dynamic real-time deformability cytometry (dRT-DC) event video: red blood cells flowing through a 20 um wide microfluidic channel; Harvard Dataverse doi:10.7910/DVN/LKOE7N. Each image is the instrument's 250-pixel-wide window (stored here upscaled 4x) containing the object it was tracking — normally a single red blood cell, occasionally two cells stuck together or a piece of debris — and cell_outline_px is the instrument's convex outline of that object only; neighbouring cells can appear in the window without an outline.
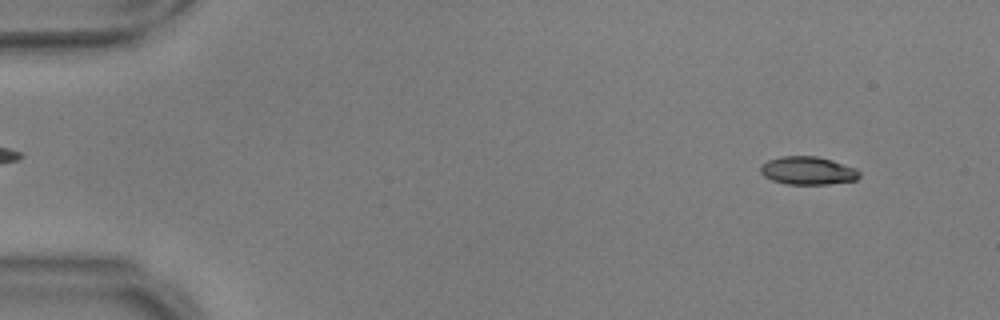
{"species": "common noctule bat (a hibernating species)", "species_latin": "Nyctalus noctula", "temperature_condition": "warm", "stored_images_in_passage": 55, "camera_frame_rate_fps": 3000, "um_per_image_px": 0.085, "animal": {"sex": "male", "body_mass_g": 17.9, "forearm_length_mm": 54.2}, "frame": {"image": 1, "passage_image": 5, "time_ms": 1.333, "image_size_px": [1000, 320], "cell_outline_px": [[860, 176], [856, 180], [828, 184], [788, 184], [772, 180], [764, 176], [760, 172], [760, 164], [768, 160], [780, 156], [816, 156], [832, 160], [856, 168], [860, 172]], "centroid_in_image_um": [68.65, 14.5], "position_along_channel_um": 16.3, "area_um2": 16.24}}
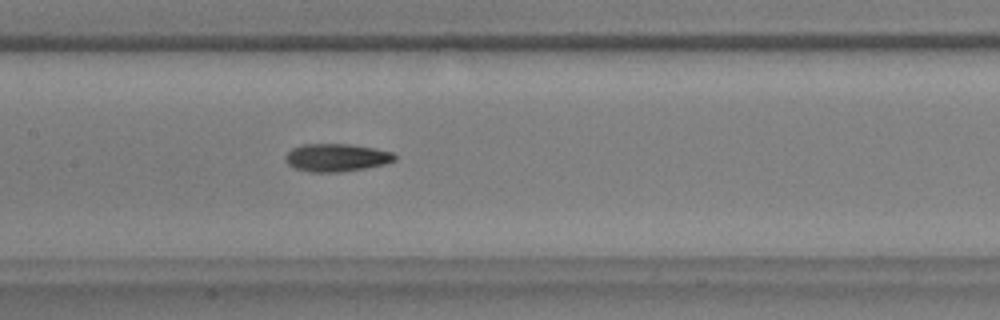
{"frame": {"image": 2, "passage_image": 27, "time_ms": 8.667, "image_size_px": [1000, 320], "cell_outline_px": [[396, 160], [384, 164], [364, 168], [340, 172], [308, 172], [296, 168], [288, 164], [284, 160], [284, 156], [292, 148], [300, 144], [348, 144], [376, 148], [392, 152], [396, 156]], "centroid_in_image_um": [28.57, 13.39], "position_along_channel_um": 178.8, "area_um2": 17.8}}
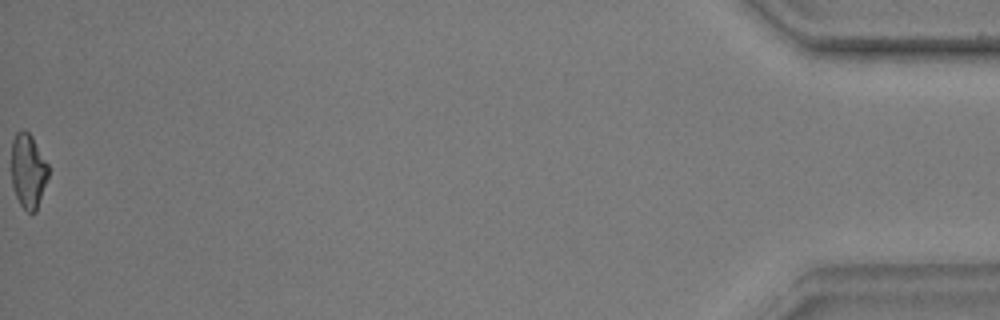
{"frame": {"image": 3, "passage_image": 55, "time_ms": 18.0, "image_size_px": [1000, 320], "cell_outline_px": [[48, 176], [36, 212], [28, 212], [20, 204], [16, 196], [12, 184], [12, 140], [16, 132], [20, 128], [24, 128], [32, 136], [48, 164]], "centroid_in_image_um": [2.39, 14.49], "position_along_channel_um": 432.8, "area_um2": 16.01}, "authors_computed_cell_mechanics": {"area_um2": 17.2244, "velocity_mm_per_s": 3.7343, "shape_relaxation_time_tau1_ms": 7.427, "shape_relaxation_time_tau2_ms": 2.3763, "deformation_change_tau1": 0.2143, "deformation_change_tau2": 0.0969}}